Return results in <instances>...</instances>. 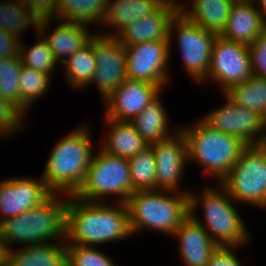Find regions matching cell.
I'll list each match as a JSON object with an SVG mask.
<instances>
[{"instance_id": "cell-1", "label": "cell", "mask_w": 266, "mask_h": 266, "mask_svg": "<svg viewBox=\"0 0 266 266\" xmlns=\"http://www.w3.org/2000/svg\"><path fill=\"white\" fill-rule=\"evenodd\" d=\"M130 237L125 203L87 202L68 195L66 244L100 247Z\"/></svg>"}, {"instance_id": "cell-2", "label": "cell", "mask_w": 266, "mask_h": 266, "mask_svg": "<svg viewBox=\"0 0 266 266\" xmlns=\"http://www.w3.org/2000/svg\"><path fill=\"white\" fill-rule=\"evenodd\" d=\"M212 183L200 187L199 194L190 190L189 215L203 226L218 247H247L252 242L251 234L238 211L241 206L229 196L221 183ZM199 209L203 210V219L198 216L201 215L197 212Z\"/></svg>"}, {"instance_id": "cell-3", "label": "cell", "mask_w": 266, "mask_h": 266, "mask_svg": "<svg viewBox=\"0 0 266 266\" xmlns=\"http://www.w3.org/2000/svg\"><path fill=\"white\" fill-rule=\"evenodd\" d=\"M92 131L83 122L52 146L41 177L53 193L74 195L83 185L95 151Z\"/></svg>"}, {"instance_id": "cell-4", "label": "cell", "mask_w": 266, "mask_h": 266, "mask_svg": "<svg viewBox=\"0 0 266 266\" xmlns=\"http://www.w3.org/2000/svg\"><path fill=\"white\" fill-rule=\"evenodd\" d=\"M68 195L53 193L41 205L0 223L5 250L42 243L66 242Z\"/></svg>"}, {"instance_id": "cell-5", "label": "cell", "mask_w": 266, "mask_h": 266, "mask_svg": "<svg viewBox=\"0 0 266 266\" xmlns=\"http://www.w3.org/2000/svg\"><path fill=\"white\" fill-rule=\"evenodd\" d=\"M181 126L187 143L188 163L201 166L214 183H220L247 145L232 134L213 129L201 118L191 125Z\"/></svg>"}, {"instance_id": "cell-6", "label": "cell", "mask_w": 266, "mask_h": 266, "mask_svg": "<svg viewBox=\"0 0 266 266\" xmlns=\"http://www.w3.org/2000/svg\"><path fill=\"white\" fill-rule=\"evenodd\" d=\"M125 204L132 236L153 230L171 237L189 215L188 193L177 191H136Z\"/></svg>"}, {"instance_id": "cell-7", "label": "cell", "mask_w": 266, "mask_h": 266, "mask_svg": "<svg viewBox=\"0 0 266 266\" xmlns=\"http://www.w3.org/2000/svg\"><path fill=\"white\" fill-rule=\"evenodd\" d=\"M98 149L93 153L83 185L74 196L87 202L126 203L134 193L128 159L105 152L99 146Z\"/></svg>"}, {"instance_id": "cell-8", "label": "cell", "mask_w": 266, "mask_h": 266, "mask_svg": "<svg viewBox=\"0 0 266 266\" xmlns=\"http://www.w3.org/2000/svg\"><path fill=\"white\" fill-rule=\"evenodd\" d=\"M216 37V33L200 27L180 12L171 21L169 29L170 56L172 57L171 50L176 40L182 69H185V74L197 86L207 78L212 46Z\"/></svg>"}, {"instance_id": "cell-9", "label": "cell", "mask_w": 266, "mask_h": 266, "mask_svg": "<svg viewBox=\"0 0 266 266\" xmlns=\"http://www.w3.org/2000/svg\"><path fill=\"white\" fill-rule=\"evenodd\" d=\"M239 205L266 209V153L256 145L241 152L229 174L220 182Z\"/></svg>"}, {"instance_id": "cell-10", "label": "cell", "mask_w": 266, "mask_h": 266, "mask_svg": "<svg viewBox=\"0 0 266 266\" xmlns=\"http://www.w3.org/2000/svg\"><path fill=\"white\" fill-rule=\"evenodd\" d=\"M252 76L249 46L217 35L212 46L207 78L199 86L214 82L224 93ZM207 81V82H206Z\"/></svg>"}, {"instance_id": "cell-11", "label": "cell", "mask_w": 266, "mask_h": 266, "mask_svg": "<svg viewBox=\"0 0 266 266\" xmlns=\"http://www.w3.org/2000/svg\"><path fill=\"white\" fill-rule=\"evenodd\" d=\"M124 47L128 79L157 86L171 84L169 41H147Z\"/></svg>"}, {"instance_id": "cell-12", "label": "cell", "mask_w": 266, "mask_h": 266, "mask_svg": "<svg viewBox=\"0 0 266 266\" xmlns=\"http://www.w3.org/2000/svg\"><path fill=\"white\" fill-rule=\"evenodd\" d=\"M93 53L96 71L89 87L94 84L104 102L127 78L125 47L116 36L96 32Z\"/></svg>"}, {"instance_id": "cell-13", "label": "cell", "mask_w": 266, "mask_h": 266, "mask_svg": "<svg viewBox=\"0 0 266 266\" xmlns=\"http://www.w3.org/2000/svg\"><path fill=\"white\" fill-rule=\"evenodd\" d=\"M222 95L223 104L207 111L200 118L213 129L238 137L247 146L255 145L261 135L264 117L239 106L224 93Z\"/></svg>"}, {"instance_id": "cell-14", "label": "cell", "mask_w": 266, "mask_h": 266, "mask_svg": "<svg viewBox=\"0 0 266 266\" xmlns=\"http://www.w3.org/2000/svg\"><path fill=\"white\" fill-rule=\"evenodd\" d=\"M152 147L157 166L156 190L189 193L190 191L182 187L183 177L189 165L187 143L182 131L178 130L167 139L152 144Z\"/></svg>"}, {"instance_id": "cell-15", "label": "cell", "mask_w": 266, "mask_h": 266, "mask_svg": "<svg viewBox=\"0 0 266 266\" xmlns=\"http://www.w3.org/2000/svg\"><path fill=\"white\" fill-rule=\"evenodd\" d=\"M52 194L42 177H8L0 180V223L41 205Z\"/></svg>"}, {"instance_id": "cell-16", "label": "cell", "mask_w": 266, "mask_h": 266, "mask_svg": "<svg viewBox=\"0 0 266 266\" xmlns=\"http://www.w3.org/2000/svg\"><path fill=\"white\" fill-rule=\"evenodd\" d=\"M143 81L126 78L105 100L104 117L117 121H132L148 104L154 101L164 88Z\"/></svg>"}, {"instance_id": "cell-17", "label": "cell", "mask_w": 266, "mask_h": 266, "mask_svg": "<svg viewBox=\"0 0 266 266\" xmlns=\"http://www.w3.org/2000/svg\"><path fill=\"white\" fill-rule=\"evenodd\" d=\"M53 22L55 27L51 29L50 27H52ZM90 27L87 24L54 18L39 20L37 31L47 41L58 63L62 64L76 51L81 50L89 44L90 39L97 32H93L89 29Z\"/></svg>"}, {"instance_id": "cell-18", "label": "cell", "mask_w": 266, "mask_h": 266, "mask_svg": "<svg viewBox=\"0 0 266 266\" xmlns=\"http://www.w3.org/2000/svg\"><path fill=\"white\" fill-rule=\"evenodd\" d=\"M178 241V256L184 266H207L218 246L210 235L190 215L171 236Z\"/></svg>"}, {"instance_id": "cell-19", "label": "cell", "mask_w": 266, "mask_h": 266, "mask_svg": "<svg viewBox=\"0 0 266 266\" xmlns=\"http://www.w3.org/2000/svg\"><path fill=\"white\" fill-rule=\"evenodd\" d=\"M178 12L176 7L162 4L155 12L124 27L116 37L123 46L147 41H169L170 24Z\"/></svg>"}, {"instance_id": "cell-20", "label": "cell", "mask_w": 266, "mask_h": 266, "mask_svg": "<svg viewBox=\"0 0 266 266\" xmlns=\"http://www.w3.org/2000/svg\"><path fill=\"white\" fill-rule=\"evenodd\" d=\"M265 28L266 21L253 0H235L220 36L250 46Z\"/></svg>"}, {"instance_id": "cell-21", "label": "cell", "mask_w": 266, "mask_h": 266, "mask_svg": "<svg viewBox=\"0 0 266 266\" xmlns=\"http://www.w3.org/2000/svg\"><path fill=\"white\" fill-rule=\"evenodd\" d=\"M104 118L106 132L103 133L106 135L102 136L103 140L99 145L103 151L130 159L148 146L131 122Z\"/></svg>"}, {"instance_id": "cell-22", "label": "cell", "mask_w": 266, "mask_h": 266, "mask_svg": "<svg viewBox=\"0 0 266 266\" xmlns=\"http://www.w3.org/2000/svg\"><path fill=\"white\" fill-rule=\"evenodd\" d=\"M161 5L159 0H108L106 17L97 32L116 36L131 22L150 15Z\"/></svg>"}, {"instance_id": "cell-23", "label": "cell", "mask_w": 266, "mask_h": 266, "mask_svg": "<svg viewBox=\"0 0 266 266\" xmlns=\"http://www.w3.org/2000/svg\"><path fill=\"white\" fill-rule=\"evenodd\" d=\"M161 95L162 93L130 121L148 145L161 142L180 130V124L172 126L169 121L171 119L161 102Z\"/></svg>"}, {"instance_id": "cell-24", "label": "cell", "mask_w": 266, "mask_h": 266, "mask_svg": "<svg viewBox=\"0 0 266 266\" xmlns=\"http://www.w3.org/2000/svg\"><path fill=\"white\" fill-rule=\"evenodd\" d=\"M5 266H67L66 242L42 243L6 250Z\"/></svg>"}, {"instance_id": "cell-25", "label": "cell", "mask_w": 266, "mask_h": 266, "mask_svg": "<svg viewBox=\"0 0 266 266\" xmlns=\"http://www.w3.org/2000/svg\"><path fill=\"white\" fill-rule=\"evenodd\" d=\"M234 1L187 0L179 12L200 27L220 35L226 28Z\"/></svg>"}, {"instance_id": "cell-26", "label": "cell", "mask_w": 266, "mask_h": 266, "mask_svg": "<svg viewBox=\"0 0 266 266\" xmlns=\"http://www.w3.org/2000/svg\"><path fill=\"white\" fill-rule=\"evenodd\" d=\"M64 71L63 78L67 81L70 88L74 90H86L94 79L96 62L93 53V37L88 45L76 51L68 57L62 64ZM82 89V90H81Z\"/></svg>"}, {"instance_id": "cell-27", "label": "cell", "mask_w": 266, "mask_h": 266, "mask_svg": "<svg viewBox=\"0 0 266 266\" xmlns=\"http://www.w3.org/2000/svg\"><path fill=\"white\" fill-rule=\"evenodd\" d=\"M107 4L108 0H58V19L100 26L107 14Z\"/></svg>"}, {"instance_id": "cell-28", "label": "cell", "mask_w": 266, "mask_h": 266, "mask_svg": "<svg viewBox=\"0 0 266 266\" xmlns=\"http://www.w3.org/2000/svg\"><path fill=\"white\" fill-rule=\"evenodd\" d=\"M224 94L234 103L266 118V78L251 76L230 87Z\"/></svg>"}, {"instance_id": "cell-29", "label": "cell", "mask_w": 266, "mask_h": 266, "mask_svg": "<svg viewBox=\"0 0 266 266\" xmlns=\"http://www.w3.org/2000/svg\"><path fill=\"white\" fill-rule=\"evenodd\" d=\"M19 86L21 92V114L26 118L29 110H32L34 102L44 98L51 87L53 76L43 73L21 64Z\"/></svg>"}, {"instance_id": "cell-30", "label": "cell", "mask_w": 266, "mask_h": 266, "mask_svg": "<svg viewBox=\"0 0 266 266\" xmlns=\"http://www.w3.org/2000/svg\"><path fill=\"white\" fill-rule=\"evenodd\" d=\"M38 22L24 3L0 1V30L23 39L29 28L37 31Z\"/></svg>"}, {"instance_id": "cell-31", "label": "cell", "mask_w": 266, "mask_h": 266, "mask_svg": "<svg viewBox=\"0 0 266 266\" xmlns=\"http://www.w3.org/2000/svg\"><path fill=\"white\" fill-rule=\"evenodd\" d=\"M34 33L37 39L31 47H26L24 37L21 40L19 50L21 63L26 67L52 76L56 69L60 68V64L43 36L38 31H34Z\"/></svg>"}, {"instance_id": "cell-32", "label": "cell", "mask_w": 266, "mask_h": 266, "mask_svg": "<svg viewBox=\"0 0 266 266\" xmlns=\"http://www.w3.org/2000/svg\"><path fill=\"white\" fill-rule=\"evenodd\" d=\"M133 192L156 190V160L152 145L128 159Z\"/></svg>"}, {"instance_id": "cell-33", "label": "cell", "mask_w": 266, "mask_h": 266, "mask_svg": "<svg viewBox=\"0 0 266 266\" xmlns=\"http://www.w3.org/2000/svg\"><path fill=\"white\" fill-rule=\"evenodd\" d=\"M20 56L0 60V96L21 113Z\"/></svg>"}, {"instance_id": "cell-34", "label": "cell", "mask_w": 266, "mask_h": 266, "mask_svg": "<svg viewBox=\"0 0 266 266\" xmlns=\"http://www.w3.org/2000/svg\"><path fill=\"white\" fill-rule=\"evenodd\" d=\"M98 247L66 244L67 266H118Z\"/></svg>"}, {"instance_id": "cell-35", "label": "cell", "mask_w": 266, "mask_h": 266, "mask_svg": "<svg viewBox=\"0 0 266 266\" xmlns=\"http://www.w3.org/2000/svg\"><path fill=\"white\" fill-rule=\"evenodd\" d=\"M26 118L0 96V138L12 137L24 130ZM9 136V137H8Z\"/></svg>"}, {"instance_id": "cell-36", "label": "cell", "mask_w": 266, "mask_h": 266, "mask_svg": "<svg viewBox=\"0 0 266 266\" xmlns=\"http://www.w3.org/2000/svg\"><path fill=\"white\" fill-rule=\"evenodd\" d=\"M249 50L252 75L266 78V28L249 46Z\"/></svg>"}, {"instance_id": "cell-37", "label": "cell", "mask_w": 266, "mask_h": 266, "mask_svg": "<svg viewBox=\"0 0 266 266\" xmlns=\"http://www.w3.org/2000/svg\"><path fill=\"white\" fill-rule=\"evenodd\" d=\"M23 3L38 21L58 19V0H23Z\"/></svg>"}, {"instance_id": "cell-38", "label": "cell", "mask_w": 266, "mask_h": 266, "mask_svg": "<svg viewBox=\"0 0 266 266\" xmlns=\"http://www.w3.org/2000/svg\"><path fill=\"white\" fill-rule=\"evenodd\" d=\"M239 249L241 250L242 246L218 247L212 254L207 266H243L238 256H236Z\"/></svg>"}, {"instance_id": "cell-39", "label": "cell", "mask_w": 266, "mask_h": 266, "mask_svg": "<svg viewBox=\"0 0 266 266\" xmlns=\"http://www.w3.org/2000/svg\"><path fill=\"white\" fill-rule=\"evenodd\" d=\"M21 38L0 30V60L19 55Z\"/></svg>"}, {"instance_id": "cell-40", "label": "cell", "mask_w": 266, "mask_h": 266, "mask_svg": "<svg viewBox=\"0 0 266 266\" xmlns=\"http://www.w3.org/2000/svg\"><path fill=\"white\" fill-rule=\"evenodd\" d=\"M260 150L266 153V118H264L263 128L261 131L260 138L255 144Z\"/></svg>"}, {"instance_id": "cell-41", "label": "cell", "mask_w": 266, "mask_h": 266, "mask_svg": "<svg viewBox=\"0 0 266 266\" xmlns=\"http://www.w3.org/2000/svg\"><path fill=\"white\" fill-rule=\"evenodd\" d=\"M162 4H168L176 7L178 10H180L185 3H187V0H159Z\"/></svg>"}, {"instance_id": "cell-42", "label": "cell", "mask_w": 266, "mask_h": 266, "mask_svg": "<svg viewBox=\"0 0 266 266\" xmlns=\"http://www.w3.org/2000/svg\"><path fill=\"white\" fill-rule=\"evenodd\" d=\"M256 7L260 10L263 19L266 21V0H253Z\"/></svg>"}, {"instance_id": "cell-43", "label": "cell", "mask_w": 266, "mask_h": 266, "mask_svg": "<svg viewBox=\"0 0 266 266\" xmlns=\"http://www.w3.org/2000/svg\"><path fill=\"white\" fill-rule=\"evenodd\" d=\"M5 253H6V250L2 242L0 241V266H5Z\"/></svg>"}, {"instance_id": "cell-44", "label": "cell", "mask_w": 266, "mask_h": 266, "mask_svg": "<svg viewBox=\"0 0 266 266\" xmlns=\"http://www.w3.org/2000/svg\"><path fill=\"white\" fill-rule=\"evenodd\" d=\"M4 1H11L15 3H23V0H4Z\"/></svg>"}]
</instances>
